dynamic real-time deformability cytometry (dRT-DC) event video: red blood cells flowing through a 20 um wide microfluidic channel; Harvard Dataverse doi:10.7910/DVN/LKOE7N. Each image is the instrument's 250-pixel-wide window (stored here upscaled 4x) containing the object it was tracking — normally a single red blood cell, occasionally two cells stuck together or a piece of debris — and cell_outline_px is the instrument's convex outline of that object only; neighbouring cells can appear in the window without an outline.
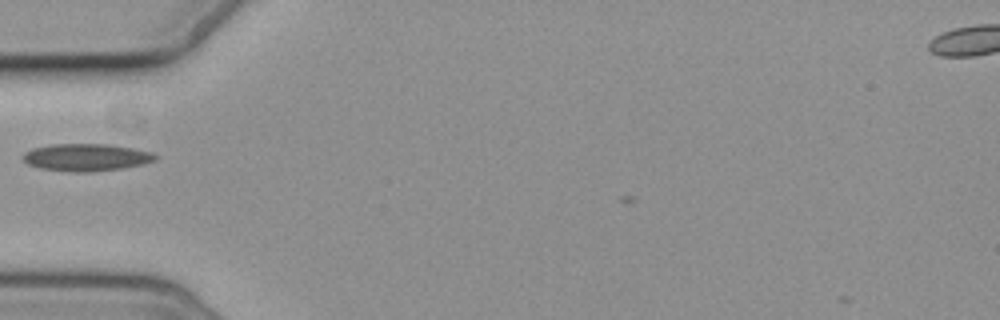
{"species": "common noctule bat (a hibernating species)", "species_latin": "Nyctalus noctula", "temperature_condition": "cold", "stored_images_in_passage": 2, "camera_frame_rate_fps": 3000, "um_per_image_px": 0.085, "animal": {"sex": "female", "body_mass_g": 19.3, "forearm_length_mm": 54.1}, "frame": {"image": 1, "passage_image": 2, "time_ms": 2.0, "image_size_px": [1000, 320], "cell_outline_px": [[160, 156], [156, 160], [144, 164], [124, 168], [92, 172], [72, 172], [40, 168], [28, 164], [20, 156], [24, 152], [32, 148], [52, 144], [112, 144], [152, 152]], "centroid_in_image_um": [7.35, 13.37], "position_along_channel_um": 77.6, "area_um2": 21.39}}